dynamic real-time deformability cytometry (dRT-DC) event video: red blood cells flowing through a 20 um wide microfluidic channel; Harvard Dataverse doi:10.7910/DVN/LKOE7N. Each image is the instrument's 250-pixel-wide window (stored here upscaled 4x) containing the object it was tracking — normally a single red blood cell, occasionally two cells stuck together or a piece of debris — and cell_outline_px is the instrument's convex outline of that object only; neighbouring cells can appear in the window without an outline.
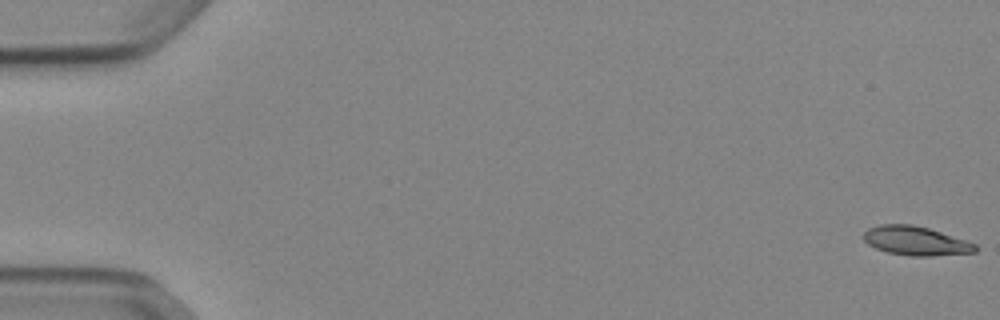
{"species": "Egyptian fruit bat (a non-hibernating species)", "species_latin": "Rousettus aegyptiacus", "temperature_condition": "cold", "stored_images_in_passage": 13, "camera_frame_rate_fps": 3000, "um_per_image_px": 0.085, "animal": {"sex": "female"}, "frame": {"image": 1, "passage_image": 1, "time_ms": 0.0, "image_size_px": [1000, 320], "cell_outline_px": [[976, 252], [932, 256], [912, 256], [888, 252], [876, 248], [868, 244], [864, 240], [864, 232], [868, 228], [880, 224], [912, 224], [928, 228], [976, 244]], "centroid_in_image_um": [77.81, 20.47], "position_along_channel_um": 7.2, "area_um2": 18.67}}